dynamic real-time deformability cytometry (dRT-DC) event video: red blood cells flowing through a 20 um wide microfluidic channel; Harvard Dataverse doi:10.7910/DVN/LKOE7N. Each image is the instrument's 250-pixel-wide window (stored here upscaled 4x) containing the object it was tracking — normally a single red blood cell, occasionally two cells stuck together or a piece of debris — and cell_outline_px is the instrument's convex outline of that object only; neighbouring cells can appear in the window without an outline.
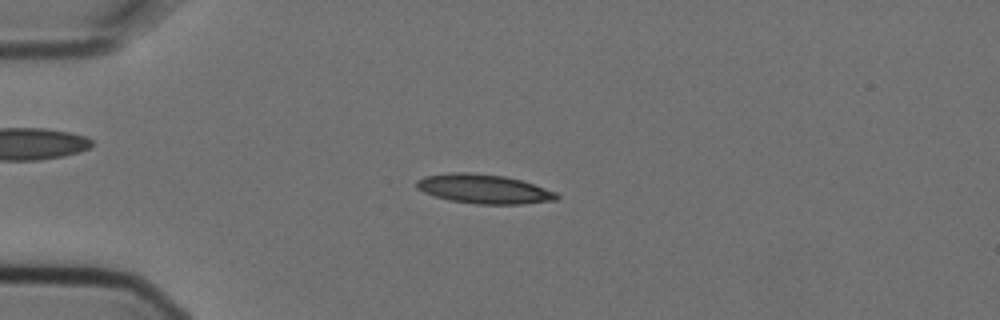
{"species": "Egyptian fruit bat (a non-hibernating species)", "species_latin": "Rousettus aegyptiacus", "temperature_condition": "cold", "stored_images_in_passage": 4, "camera_frame_rate_fps": 3000, "um_per_image_px": 0.085, "animal": {"sex": "female"}, "frame": {"image": 1, "passage_image": 3, "time_ms": 0.667, "image_size_px": [1000, 320], "cell_outline_px": [[560, 196], [556, 200], [524, 204], [476, 204], [452, 200], [436, 196], [424, 192], [416, 188], [416, 180], [424, 176], [448, 172], [468, 172], [504, 176], [520, 180], [556, 192]], "centroid_in_image_um": [41.11, 16.05], "position_along_channel_um": 43.9, "area_um2": 23.76}}